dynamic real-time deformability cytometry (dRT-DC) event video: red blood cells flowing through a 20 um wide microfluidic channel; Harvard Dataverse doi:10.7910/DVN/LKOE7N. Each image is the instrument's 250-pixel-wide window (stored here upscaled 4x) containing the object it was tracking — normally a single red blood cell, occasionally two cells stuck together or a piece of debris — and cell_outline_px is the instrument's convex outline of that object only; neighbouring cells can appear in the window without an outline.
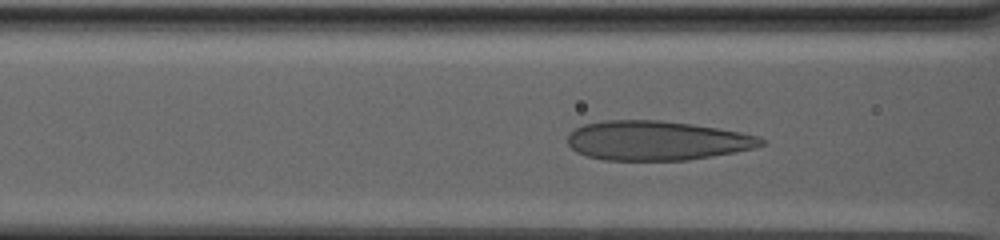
{"species": "human", "species_latin": "Homo sapiens", "temperature_condition": "warm", "stored_images_in_passage": 62, "camera_frame_rate_fps": 3000, "um_per_image_px": 0.085, "donor": {"sex": "male"}, "frame": {"image": 1, "passage_image": 24, "time_ms": 7.667, "image_size_px": [1000, 240], "cell_outline_px": [[764, 144], [756, 148], [736, 152], [688, 160], [604, 160], [588, 156], [576, 152], [568, 144], [568, 136], [576, 128], [584, 124], [604, 120], [660, 120], [692, 124], [740, 132], [760, 136], [764, 140]], "centroid_in_image_um": [55.84, 11.95], "position_along_channel_um": 110.8, "area_um2": 44.45}}
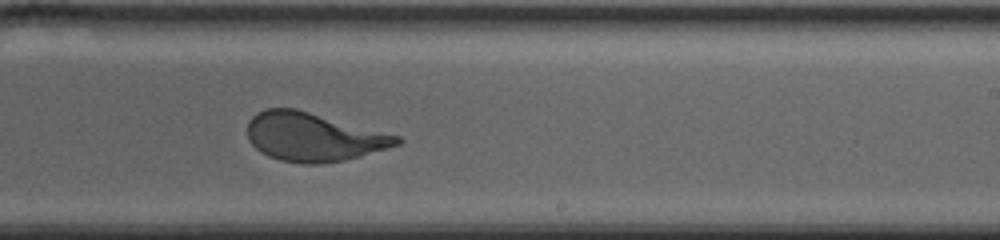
{"frame": {"image": 2, "passage_image": 42, "time_ms": 13.667, "image_size_px": [1000, 240], "cell_outline_px": [[404, 140], [400, 144], [360, 156], [344, 160], [316, 164], [304, 164], [280, 160], [268, 156], [260, 152], [248, 140], [248, 120], [256, 112], [264, 108], [296, 108], [400, 136]], "centroid_in_image_um": [26.61, 11.63], "position_along_channel_um": 262.4, "area_um2": 42.37}}
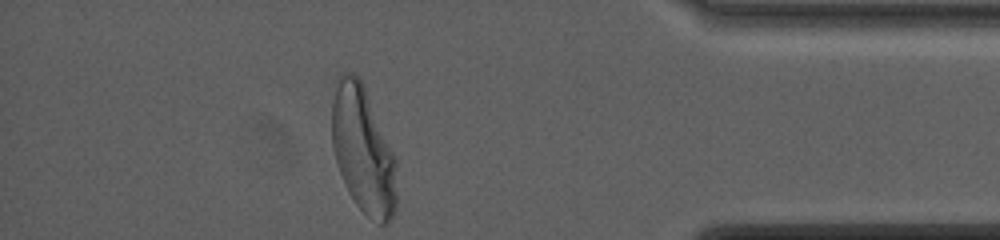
{"frame": {"image": 3, "passage_image": 62, "time_ms": 20.333, "image_size_px": [1000, 240], "cell_outline_px": [[396, 208], [388, 224], [380, 224], [368, 216], [356, 204], [348, 192], [340, 172], [336, 160], [332, 144], [332, 100], [336, 76], [340, 72], [352, 72], [364, 84], [396, 160]], "centroid_in_image_um": [30.85, 12.72], "position_along_channel_um": 404.4, "area_um2": 47.97}, "authors_computed_cell_mechanics": {"area_um2": 44.4193, "velocity_mm_per_s": 2.5254, "shape_relaxation_time_tau1_ms": 6.6337, "shape_relaxation_time_tau2_ms": null, "deformation_change_tau1": 0.22, "deformation_change_tau2": null}}